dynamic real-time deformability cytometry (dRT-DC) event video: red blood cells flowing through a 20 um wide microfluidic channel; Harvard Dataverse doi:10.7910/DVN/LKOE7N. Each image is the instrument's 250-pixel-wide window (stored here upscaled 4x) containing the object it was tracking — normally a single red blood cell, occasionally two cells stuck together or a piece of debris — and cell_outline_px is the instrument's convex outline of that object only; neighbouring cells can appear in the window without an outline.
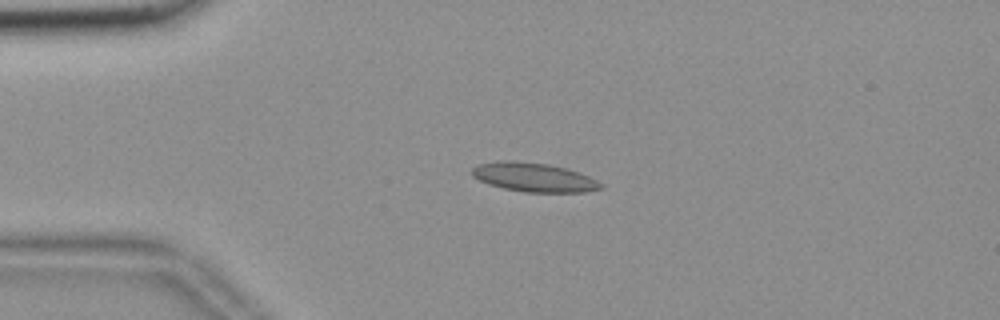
{"species": "common noctule bat (a hibernating species)", "species_latin": "Nyctalus noctula", "temperature_condition": "room temperature", "stored_images_in_passage": 43, "camera_frame_rate_fps": 3000, "um_per_image_px": 0.085, "animal": {"sex": "female", "body_mass_g": 18.4}, "frame": {"image": 1, "passage_image": 1, "time_ms": 0.0, "image_size_px": [1000, 320], "cell_outline_px": [[604, 188], [584, 192], [524, 192], [504, 188], [488, 184], [472, 176], [472, 168], [476, 164], [500, 160], [516, 160], [548, 164], [564, 168], [588, 176], [604, 184]], "centroid_in_image_um": [45.35, 15.06], "position_along_channel_um": 39.7, "area_um2": 21.79}}
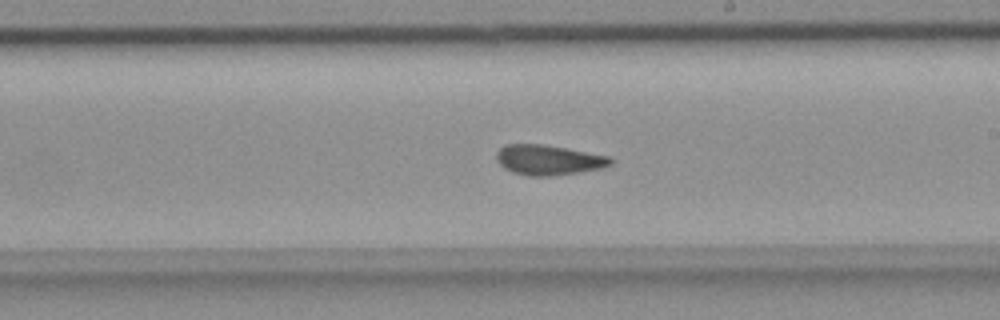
{"frame": {"image": 2, "passage_image": 20, "time_ms": 6.333, "image_size_px": [1000, 320], "cell_outline_px": [[612, 164], [604, 168], [580, 172], [548, 176], [528, 176], [512, 172], [504, 168], [496, 160], [496, 152], [504, 144], [544, 144], [608, 156], [612, 160]], "centroid_in_image_um": [46.59, 13.6], "position_along_channel_um": 242.4, "area_um2": 20.06}}
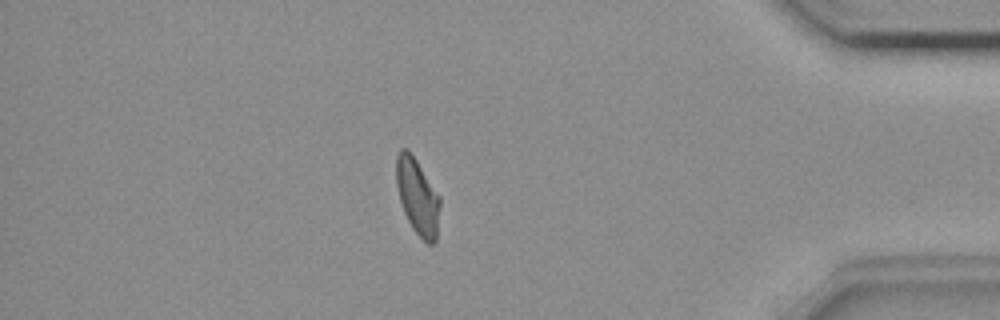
{"frame": {"image": 3, "passage_image": 36, "time_ms": 11.667, "image_size_px": [1000, 320], "cell_outline_px": [[440, 208], [436, 240], [432, 244], [428, 244], [412, 228], [404, 212], [400, 200], [396, 184], [396, 156], [400, 148], [408, 148], [440, 196]], "centroid_in_image_um": [35.48, 16.69], "position_along_channel_um": 399.7, "area_um2": 19.31}, "authors_computed_cell_mechanics": {"area_um2": 19.9988, "velocity_mm_per_s": 3.657, "shape_relaxation_time_tau1_ms": null, "shape_relaxation_time_tau2_ms": 2.6573, "deformation_change_tau1": null, "deformation_change_tau2": 0.0994}}